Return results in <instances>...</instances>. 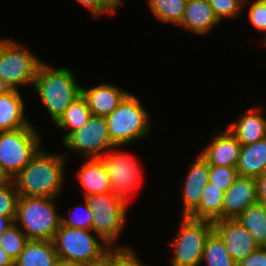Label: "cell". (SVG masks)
Segmentation results:
<instances>
[{"instance_id": "obj_1", "label": "cell", "mask_w": 266, "mask_h": 266, "mask_svg": "<svg viewBox=\"0 0 266 266\" xmlns=\"http://www.w3.org/2000/svg\"><path fill=\"white\" fill-rule=\"evenodd\" d=\"M62 153L47 152L41 148L12 178L19 196L59 198L66 181L67 156Z\"/></svg>"}, {"instance_id": "obj_2", "label": "cell", "mask_w": 266, "mask_h": 266, "mask_svg": "<svg viewBox=\"0 0 266 266\" xmlns=\"http://www.w3.org/2000/svg\"><path fill=\"white\" fill-rule=\"evenodd\" d=\"M75 75L68 66L54 68L43 62L37 71L33 87L55 124L70 104L82 94Z\"/></svg>"}, {"instance_id": "obj_3", "label": "cell", "mask_w": 266, "mask_h": 266, "mask_svg": "<svg viewBox=\"0 0 266 266\" xmlns=\"http://www.w3.org/2000/svg\"><path fill=\"white\" fill-rule=\"evenodd\" d=\"M57 198L19 196L14 223L29 240H53L61 225Z\"/></svg>"}, {"instance_id": "obj_4", "label": "cell", "mask_w": 266, "mask_h": 266, "mask_svg": "<svg viewBox=\"0 0 266 266\" xmlns=\"http://www.w3.org/2000/svg\"><path fill=\"white\" fill-rule=\"evenodd\" d=\"M150 116L140 99L129 92L105 117L111 141L121 148L150 135Z\"/></svg>"}, {"instance_id": "obj_5", "label": "cell", "mask_w": 266, "mask_h": 266, "mask_svg": "<svg viewBox=\"0 0 266 266\" xmlns=\"http://www.w3.org/2000/svg\"><path fill=\"white\" fill-rule=\"evenodd\" d=\"M92 212L93 233L100 236L113 249H131L127 245H119L117 239L121 237L127 222L128 204L120 200L112 192L97 193L84 197Z\"/></svg>"}, {"instance_id": "obj_6", "label": "cell", "mask_w": 266, "mask_h": 266, "mask_svg": "<svg viewBox=\"0 0 266 266\" xmlns=\"http://www.w3.org/2000/svg\"><path fill=\"white\" fill-rule=\"evenodd\" d=\"M92 232L60 225L52 240L59 260L78 265L106 256L113 248Z\"/></svg>"}, {"instance_id": "obj_7", "label": "cell", "mask_w": 266, "mask_h": 266, "mask_svg": "<svg viewBox=\"0 0 266 266\" xmlns=\"http://www.w3.org/2000/svg\"><path fill=\"white\" fill-rule=\"evenodd\" d=\"M43 62L30 48L9 39L0 52V89L19 90L21 86H33Z\"/></svg>"}, {"instance_id": "obj_8", "label": "cell", "mask_w": 266, "mask_h": 266, "mask_svg": "<svg viewBox=\"0 0 266 266\" xmlns=\"http://www.w3.org/2000/svg\"><path fill=\"white\" fill-rule=\"evenodd\" d=\"M41 136L32 124L16 130L0 131V165L11 178L41 149Z\"/></svg>"}, {"instance_id": "obj_9", "label": "cell", "mask_w": 266, "mask_h": 266, "mask_svg": "<svg viewBox=\"0 0 266 266\" xmlns=\"http://www.w3.org/2000/svg\"><path fill=\"white\" fill-rule=\"evenodd\" d=\"M175 240L170 241L171 266H201L208 236L214 231L209 220L182 217Z\"/></svg>"}, {"instance_id": "obj_10", "label": "cell", "mask_w": 266, "mask_h": 266, "mask_svg": "<svg viewBox=\"0 0 266 266\" xmlns=\"http://www.w3.org/2000/svg\"><path fill=\"white\" fill-rule=\"evenodd\" d=\"M134 157L115 146L100 158L109 176L111 192L126 204L143 183L142 166Z\"/></svg>"}, {"instance_id": "obj_11", "label": "cell", "mask_w": 266, "mask_h": 266, "mask_svg": "<svg viewBox=\"0 0 266 266\" xmlns=\"http://www.w3.org/2000/svg\"><path fill=\"white\" fill-rule=\"evenodd\" d=\"M68 151L84 159L101 158L116 145L111 141L105 117L91 115L86 124L72 132L63 142Z\"/></svg>"}, {"instance_id": "obj_12", "label": "cell", "mask_w": 266, "mask_h": 266, "mask_svg": "<svg viewBox=\"0 0 266 266\" xmlns=\"http://www.w3.org/2000/svg\"><path fill=\"white\" fill-rule=\"evenodd\" d=\"M213 228L224 241L230 257L236 263L259 248L252 235L237 219L215 220Z\"/></svg>"}, {"instance_id": "obj_13", "label": "cell", "mask_w": 266, "mask_h": 266, "mask_svg": "<svg viewBox=\"0 0 266 266\" xmlns=\"http://www.w3.org/2000/svg\"><path fill=\"white\" fill-rule=\"evenodd\" d=\"M186 176L184 175V183L181 191L182 217H189L200 204L203 188L209 183V164L199 155L195 156V160L191 163Z\"/></svg>"}, {"instance_id": "obj_14", "label": "cell", "mask_w": 266, "mask_h": 266, "mask_svg": "<svg viewBox=\"0 0 266 266\" xmlns=\"http://www.w3.org/2000/svg\"><path fill=\"white\" fill-rule=\"evenodd\" d=\"M206 147L201 150V156L213 166L237 167L241 144L226 127L218 128Z\"/></svg>"}, {"instance_id": "obj_15", "label": "cell", "mask_w": 266, "mask_h": 266, "mask_svg": "<svg viewBox=\"0 0 266 266\" xmlns=\"http://www.w3.org/2000/svg\"><path fill=\"white\" fill-rule=\"evenodd\" d=\"M257 203L255 178L239 176L225 192L222 219H236L247 207Z\"/></svg>"}, {"instance_id": "obj_16", "label": "cell", "mask_w": 266, "mask_h": 266, "mask_svg": "<svg viewBox=\"0 0 266 266\" xmlns=\"http://www.w3.org/2000/svg\"><path fill=\"white\" fill-rule=\"evenodd\" d=\"M129 92L113 83H101L89 88L82 86V95L92 115L101 117H106L115 110Z\"/></svg>"}, {"instance_id": "obj_17", "label": "cell", "mask_w": 266, "mask_h": 266, "mask_svg": "<svg viewBox=\"0 0 266 266\" xmlns=\"http://www.w3.org/2000/svg\"><path fill=\"white\" fill-rule=\"evenodd\" d=\"M261 108V105L248 108L226 126L241 145H249L266 137V117Z\"/></svg>"}, {"instance_id": "obj_18", "label": "cell", "mask_w": 266, "mask_h": 266, "mask_svg": "<svg viewBox=\"0 0 266 266\" xmlns=\"http://www.w3.org/2000/svg\"><path fill=\"white\" fill-rule=\"evenodd\" d=\"M220 23L208 0H187L179 27L192 34L206 36Z\"/></svg>"}, {"instance_id": "obj_19", "label": "cell", "mask_w": 266, "mask_h": 266, "mask_svg": "<svg viewBox=\"0 0 266 266\" xmlns=\"http://www.w3.org/2000/svg\"><path fill=\"white\" fill-rule=\"evenodd\" d=\"M20 90L0 89V131L16 130L29 124Z\"/></svg>"}, {"instance_id": "obj_20", "label": "cell", "mask_w": 266, "mask_h": 266, "mask_svg": "<svg viewBox=\"0 0 266 266\" xmlns=\"http://www.w3.org/2000/svg\"><path fill=\"white\" fill-rule=\"evenodd\" d=\"M77 169L76 178L82 187L83 197L111 192L109 176L100 158L85 159Z\"/></svg>"}, {"instance_id": "obj_21", "label": "cell", "mask_w": 266, "mask_h": 266, "mask_svg": "<svg viewBox=\"0 0 266 266\" xmlns=\"http://www.w3.org/2000/svg\"><path fill=\"white\" fill-rule=\"evenodd\" d=\"M58 261L52 240H28L14 266H54Z\"/></svg>"}, {"instance_id": "obj_22", "label": "cell", "mask_w": 266, "mask_h": 266, "mask_svg": "<svg viewBox=\"0 0 266 266\" xmlns=\"http://www.w3.org/2000/svg\"><path fill=\"white\" fill-rule=\"evenodd\" d=\"M236 169L239 176L252 178L266 171V137L249 145H241Z\"/></svg>"}, {"instance_id": "obj_23", "label": "cell", "mask_w": 266, "mask_h": 266, "mask_svg": "<svg viewBox=\"0 0 266 266\" xmlns=\"http://www.w3.org/2000/svg\"><path fill=\"white\" fill-rule=\"evenodd\" d=\"M92 113L85 97L81 94L65 110L64 114L55 123L59 130L66 131L60 142H63L72 132L82 128L90 119Z\"/></svg>"}, {"instance_id": "obj_24", "label": "cell", "mask_w": 266, "mask_h": 266, "mask_svg": "<svg viewBox=\"0 0 266 266\" xmlns=\"http://www.w3.org/2000/svg\"><path fill=\"white\" fill-rule=\"evenodd\" d=\"M224 194L225 191L208 183L203 188L199 207L189 217L212 222L222 219Z\"/></svg>"}, {"instance_id": "obj_25", "label": "cell", "mask_w": 266, "mask_h": 266, "mask_svg": "<svg viewBox=\"0 0 266 266\" xmlns=\"http://www.w3.org/2000/svg\"><path fill=\"white\" fill-rule=\"evenodd\" d=\"M252 235L259 247H266V207L255 203L236 218Z\"/></svg>"}, {"instance_id": "obj_26", "label": "cell", "mask_w": 266, "mask_h": 266, "mask_svg": "<svg viewBox=\"0 0 266 266\" xmlns=\"http://www.w3.org/2000/svg\"><path fill=\"white\" fill-rule=\"evenodd\" d=\"M150 12L161 22L179 26L187 0H147Z\"/></svg>"}, {"instance_id": "obj_27", "label": "cell", "mask_w": 266, "mask_h": 266, "mask_svg": "<svg viewBox=\"0 0 266 266\" xmlns=\"http://www.w3.org/2000/svg\"><path fill=\"white\" fill-rule=\"evenodd\" d=\"M203 262L207 266H237L230 257L224 241L215 231L206 240L201 265Z\"/></svg>"}, {"instance_id": "obj_28", "label": "cell", "mask_w": 266, "mask_h": 266, "mask_svg": "<svg viewBox=\"0 0 266 266\" xmlns=\"http://www.w3.org/2000/svg\"><path fill=\"white\" fill-rule=\"evenodd\" d=\"M28 238L19 226L13 223L0 235V247L13 259L19 256L24 249Z\"/></svg>"}, {"instance_id": "obj_29", "label": "cell", "mask_w": 266, "mask_h": 266, "mask_svg": "<svg viewBox=\"0 0 266 266\" xmlns=\"http://www.w3.org/2000/svg\"><path fill=\"white\" fill-rule=\"evenodd\" d=\"M82 205L79 204L68 209L69 217L61 215V225L69 228L92 230V212L85 198H83Z\"/></svg>"}, {"instance_id": "obj_30", "label": "cell", "mask_w": 266, "mask_h": 266, "mask_svg": "<svg viewBox=\"0 0 266 266\" xmlns=\"http://www.w3.org/2000/svg\"><path fill=\"white\" fill-rule=\"evenodd\" d=\"M238 177L236 167L209 165V183L225 192Z\"/></svg>"}, {"instance_id": "obj_31", "label": "cell", "mask_w": 266, "mask_h": 266, "mask_svg": "<svg viewBox=\"0 0 266 266\" xmlns=\"http://www.w3.org/2000/svg\"><path fill=\"white\" fill-rule=\"evenodd\" d=\"M19 193L13 181L0 187V215L15 220Z\"/></svg>"}, {"instance_id": "obj_32", "label": "cell", "mask_w": 266, "mask_h": 266, "mask_svg": "<svg viewBox=\"0 0 266 266\" xmlns=\"http://www.w3.org/2000/svg\"><path fill=\"white\" fill-rule=\"evenodd\" d=\"M208 2L220 22L225 18L240 17L244 10L242 0H208Z\"/></svg>"}, {"instance_id": "obj_33", "label": "cell", "mask_w": 266, "mask_h": 266, "mask_svg": "<svg viewBox=\"0 0 266 266\" xmlns=\"http://www.w3.org/2000/svg\"><path fill=\"white\" fill-rule=\"evenodd\" d=\"M248 19L257 31L264 32L261 42L266 45V0L263 2H251L248 9Z\"/></svg>"}, {"instance_id": "obj_34", "label": "cell", "mask_w": 266, "mask_h": 266, "mask_svg": "<svg viewBox=\"0 0 266 266\" xmlns=\"http://www.w3.org/2000/svg\"><path fill=\"white\" fill-rule=\"evenodd\" d=\"M134 250L131 249H112L110 251L109 266H147L141 262L140 257Z\"/></svg>"}, {"instance_id": "obj_35", "label": "cell", "mask_w": 266, "mask_h": 266, "mask_svg": "<svg viewBox=\"0 0 266 266\" xmlns=\"http://www.w3.org/2000/svg\"><path fill=\"white\" fill-rule=\"evenodd\" d=\"M237 266H266V247H259L246 258L237 263Z\"/></svg>"}, {"instance_id": "obj_36", "label": "cell", "mask_w": 266, "mask_h": 266, "mask_svg": "<svg viewBox=\"0 0 266 266\" xmlns=\"http://www.w3.org/2000/svg\"><path fill=\"white\" fill-rule=\"evenodd\" d=\"M78 3H80L82 6H84L86 9L91 11V15L93 18H98L102 14H108L111 15L100 3L99 0H76Z\"/></svg>"}, {"instance_id": "obj_37", "label": "cell", "mask_w": 266, "mask_h": 266, "mask_svg": "<svg viewBox=\"0 0 266 266\" xmlns=\"http://www.w3.org/2000/svg\"><path fill=\"white\" fill-rule=\"evenodd\" d=\"M257 185V202L266 207V171L255 178Z\"/></svg>"}, {"instance_id": "obj_38", "label": "cell", "mask_w": 266, "mask_h": 266, "mask_svg": "<svg viewBox=\"0 0 266 266\" xmlns=\"http://www.w3.org/2000/svg\"><path fill=\"white\" fill-rule=\"evenodd\" d=\"M99 3L113 16L123 4V0H99Z\"/></svg>"}, {"instance_id": "obj_39", "label": "cell", "mask_w": 266, "mask_h": 266, "mask_svg": "<svg viewBox=\"0 0 266 266\" xmlns=\"http://www.w3.org/2000/svg\"><path fill=\"white\" fill-rule=\"evenodd\" d=\"M109 263H110V252L98 261L78 264L77 266H109Z\"/></svg>"}, {"instance_id": "obj_40", "label": "cell", "mask_w": 266, "mask_h": 266, "mask_svg": "<svg viewBox=\"0 0 266 266\" xmlns=\"http://www.w3.org/2000/svg\"><path fill=\"white\" fill-rule=\"evenodd\" d=\"M0 266H14L13 259L0 247Z\"/></svg>"}, {"instance_id": "obj_41", "label": "cell", "mask_w": 266, "mask_h": 266, "mask_svg": "<svg viewBox=\"0 0 266 266\" xmlns=\"http://www.w3.org/2000/svg\"><path fill=\"white\" fill-rule=\"evenodd\" d=\"M14 223V220L10 217L0 215V235L8 229L12 224Z\"/></svg>"}, {"instance_id": "obj_42", "label": "cell", "mask_w": 266, "mask_h": 266, "mask_svg": "<svg viewBox=\"0 0 266 266\" xmlns=\"http://www.w3.org/2000/svg\"><path fill=\"white\" fill-rule=\"evenodd\" d=\"M11 182H12V178L4 170V168L0 165V187L5 186Z\"/></svg>"}, {"instance_id": "obj_43", "label": "cell", "mask_w": 266, "mask_h": 266, "mask_svg": "<svg viewBox=\"0 0 266 266\" xmlns=\"http://www.w3.org/2000/svg\"><path fill=\"white\" fill-rule=\"evenodd\" d=\"M54 266H77V265L59 260Z\"/></svg>"}, {"instance_id": "obj_44", "label": "cell", "mask_w": 266, "mask_h": 266, "mask_svg": "<svg viewBox=\"0 0 266 266\" xmlns=\"http://www.w3.org/2000/svg\"><path fill=\"white\" fill-rule=\"evenodd\" d=\"M253 2H263V1H265V0H252ZM242 2H243V9H246V5L248 4V3H250L251 2V0H249V2H248V0L246 1V0H242ZM248 2V3H247Z\"/></svg>"}, {"instance_id": "obj_45", "label": "cell", "mask_w": 266, "mask_h": 266, "mask_svg": "<svg viewBox=\"0 0 266 266\" xmlns=\"http://www.w3.org/2000/svg\"><path fill=\"white\" fill-rule=\"evenodd\" d=\"M10 38H0V52H1V47L9 40Z\"/></svg>"}]
</instances>
